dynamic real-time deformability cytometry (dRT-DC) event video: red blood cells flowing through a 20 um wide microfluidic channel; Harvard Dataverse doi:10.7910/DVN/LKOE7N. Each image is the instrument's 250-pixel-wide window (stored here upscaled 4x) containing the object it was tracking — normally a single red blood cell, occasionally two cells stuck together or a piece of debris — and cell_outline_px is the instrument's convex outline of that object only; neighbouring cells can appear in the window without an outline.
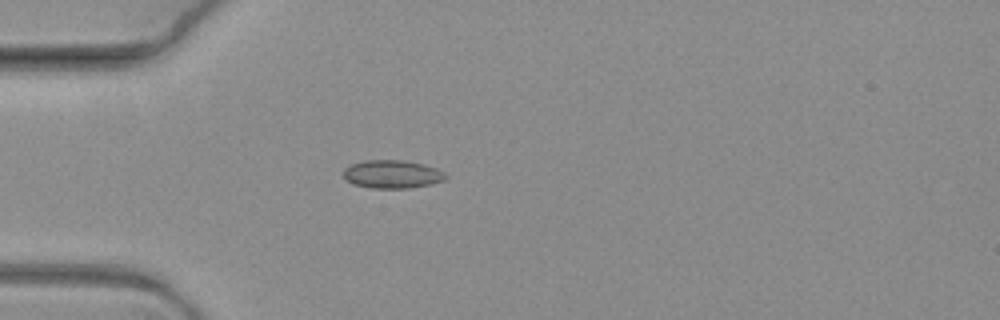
{"species": "common noctule bat (a hibernating species)", "species_latin": "Nyctalus noctula", "temperature_condition": "warm", "stored_images_in_passage": 8, "camera_frame_rate_fps": 3000, "um_per_image_px": 0.085, "animal": {"sex": "female", "body_mass_g": 19.3, "forearm_length_mm": 54.1}, "frame": {"image": 1, "passage_image": 4, "time_ms": 1.0, "image_size_px": [1000, 320], "cell_outline_px": [[448, 176], [444, 180], [432, 184], [408, 188], [372, 188], [352, 184], [344, 180], [344, 168], [352, 164], [364, 160], [404, 160], [424, 164], [436, 168], [444, 172]], "centroid_in_image_um": [33.33, 14.81], "position_along_channel_um": 51.7, "area_um2": 16.94}}
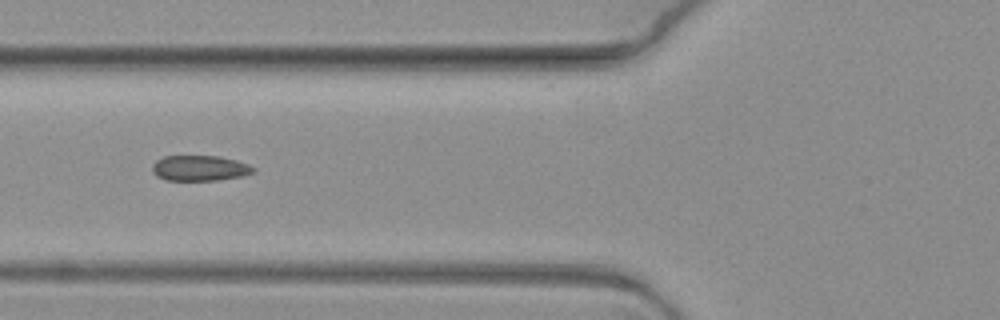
{"frame": {"image": 2, "passage_image": 6, "time_ms": 1.667, "image_size_px": [1000, 320], "cell_outline_px": [[256, 172], [244, 176], [216, 180], [164, 180], [156, 176], [152, 172], [152, 164], [156, 160], [164, 156], [220, 156], [236, 160], [248, 164], [256, 168]], "centroid_in_image_um": [16.99, 14.29], "position_along_channel_um": 108.8, "area_um2": 15.2}}
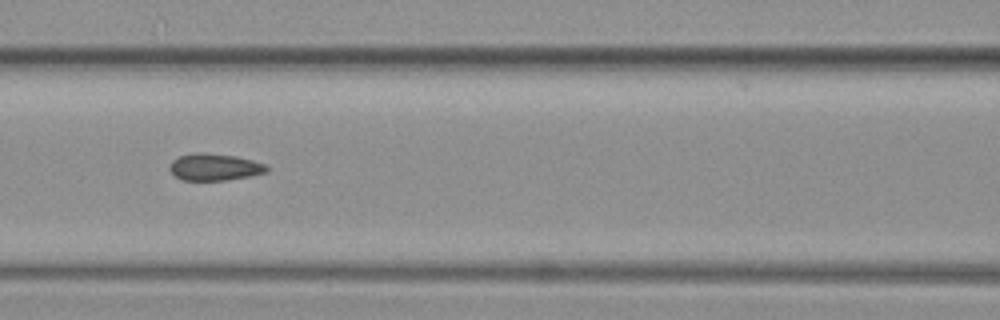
{"frame": {"image": 3, "passage_image": 7, "time_ms": 2.0, "image_size_px": [1000, 320], "cell_outline_px": [[268, 172], [248, 176], [224, 180], [180, 180], [168, 168], [172, 160], [180, 156], [196, 152], [200, 152], [236, 156], [252, 160], [264, 164], [268, 168]], "centroid_in_image_um": [18.21, 14.19], "position_along_channel_um": 148.4, "area_um2": 15.09}}